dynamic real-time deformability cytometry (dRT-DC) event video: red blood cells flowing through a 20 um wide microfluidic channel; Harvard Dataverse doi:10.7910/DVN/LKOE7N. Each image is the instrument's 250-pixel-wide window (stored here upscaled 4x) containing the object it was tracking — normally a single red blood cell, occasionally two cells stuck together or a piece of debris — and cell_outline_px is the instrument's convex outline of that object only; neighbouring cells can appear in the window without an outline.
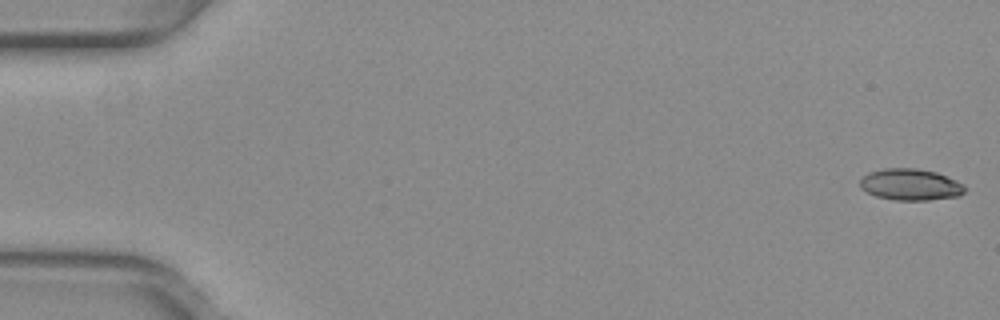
{"species": "common noctule bat (a hibernating species)", "species_latin": "Nyctalus noctula", "temperature_condition": "warm", "stored_images_in_passage": 51, "camera_frame_rate_fps": 3000, "um_per_image_px": 0.085, "animal": {"sex": "female", "body_mass_g": 29.2, "forearm_length_mm": 56.3}, "frame": {"image": 1, "passage_image": 1, "time_ms": 0.0, "image_size_px": [1000, 320], "cell_outline_px": [[968, 188], [960, 196], [928, 200], [892, 200], [876, 196], [860, 188], [860, 180], [868, 172], [884, 168], [916, 168], [936, 172], [956, 180], [964, 184]], "centroid_in_image_um": [77.41, 15.69], "position_along_channel_um": 7.6, "area_um2": 19.42}}
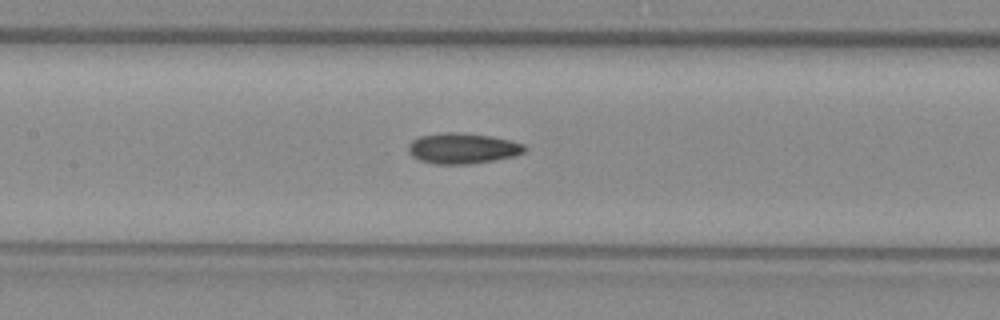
{"frame": {"image": 2, "passage_image": 25, "time_ms": 8.0, "image_size_px": [1000, 320], "cell_outline_px": [[528, 148], [524, 152], [516, 156], [468, 164], [436, 164], [420, 160], [412, 156], [408, 152], [408, 144], [412, 140], [420, 136], [444, 132], [456, 132], [492, 136], [524, 144]], "centroid_in_image_um": [39.32, 12.6], "position_along_channel_um": 168.1, "area_um2": 20.75}}
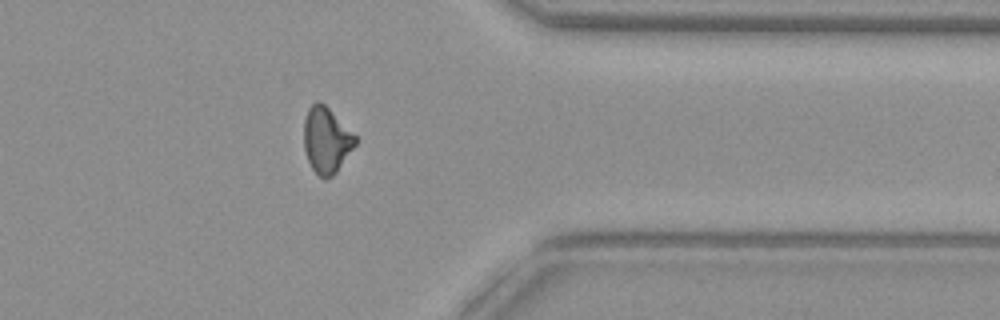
{"frame": {"image": 3, "passage_image": 42, "time_ms": 13.667, "image_size_px": [1000, 320], "cell_outline_px": [[356, 144], [336, 172], [332, 176], [324, 180], [312, 168], [308, 160], [304, 148], [304, 120], [308, 108], [316, 100], [320, 100], [356, 136]], "centroid_in_image_um": [27.72, 11.9], "position_along_channel_um": 383.7, "area_um2": 19.54}}